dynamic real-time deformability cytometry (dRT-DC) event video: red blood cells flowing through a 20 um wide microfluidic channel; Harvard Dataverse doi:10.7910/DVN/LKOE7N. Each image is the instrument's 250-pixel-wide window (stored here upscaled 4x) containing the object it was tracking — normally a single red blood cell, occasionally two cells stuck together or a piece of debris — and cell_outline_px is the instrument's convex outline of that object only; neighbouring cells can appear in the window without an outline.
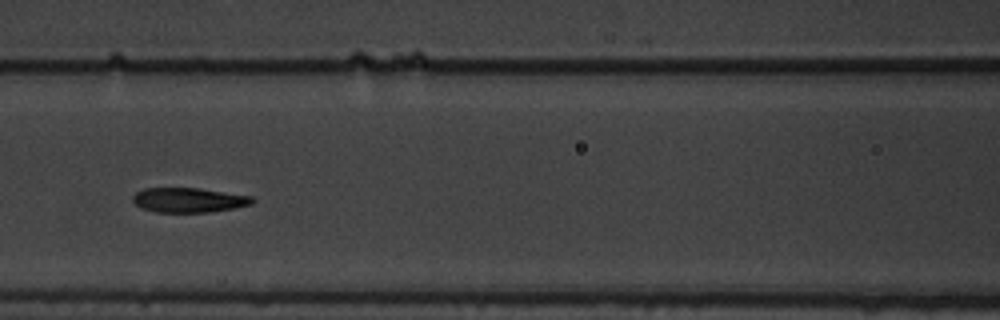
{"species": "common noctule bat (a hibernating species)", "species_latin": "Nyctalus noctula", "temperature_condition": "warm", "stored_images_in_passage": 20, "camera_frame_rate_fps": 3000, "um_per_image_px": 0.085, "animal": {"sex": "male", "body_mass_g": 19.5, "forearm_length_mm": 54.6}, "frame": {"image": 1, "passage_image": 9, "time_ms": 2.667, "image_size_px": [1000, 320], "cell_outline_px": [[256, 200], [252, 204], [212, 212], [156, 212], [140, 208], [132, 200], [132, 196], [136, 192], [144, 188], [200, 188], [252, 196]], "centroid_in_image_um": [16.04, 17.0], "position_along_channel_um": 150.6, "area_um2": 17.28}}
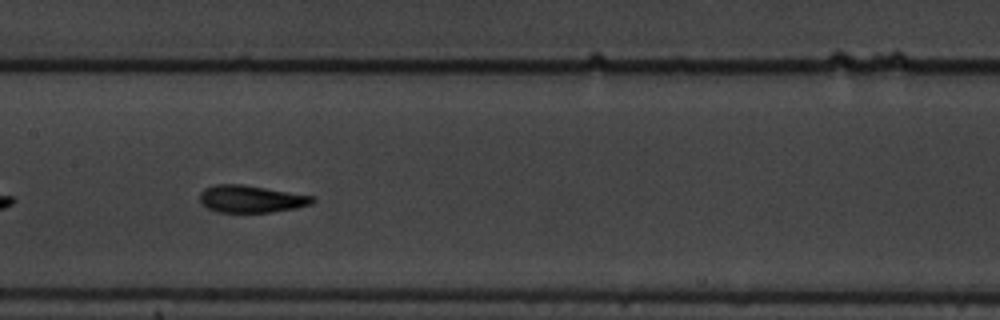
{"frame": {"image": 2, "passage_image": 12, "time_ms": 3.667, "image_size_px": [1000, 320], "cell_outline_px": [[316, 200], [312, 204], [296, 208], [272, 212], [216, 212], [200, 204], [200, 192], [204, 188], [216, 184], [244, 184], [316, 196]], "centroid_in_image_um": [21.36, 16.9], "position_along_channel_um": 186.0, "area_um2": 18.21}}
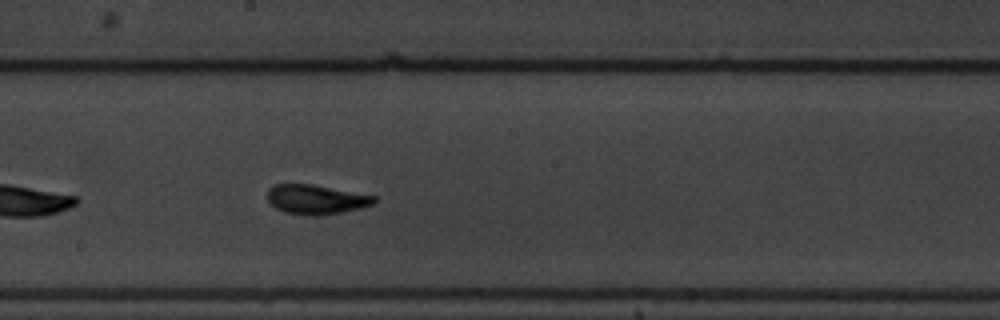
{"frame": {"image": 3, "passage_image": 15, "time_ms": 4.667, "image_size_px": [1000, 320], "cell_outline_px": [[376, 200], [372, 204], [360, 208], [324, 216], [308, 216], [284, 212], [276, 208], [268, 200], [268, 188], [272, 184], [312, 184], [376, 196]], "centroid_in_image_um": [26.84, 16.96], "position_along_channel_um": 221.4, "area_um2": 18.44}}